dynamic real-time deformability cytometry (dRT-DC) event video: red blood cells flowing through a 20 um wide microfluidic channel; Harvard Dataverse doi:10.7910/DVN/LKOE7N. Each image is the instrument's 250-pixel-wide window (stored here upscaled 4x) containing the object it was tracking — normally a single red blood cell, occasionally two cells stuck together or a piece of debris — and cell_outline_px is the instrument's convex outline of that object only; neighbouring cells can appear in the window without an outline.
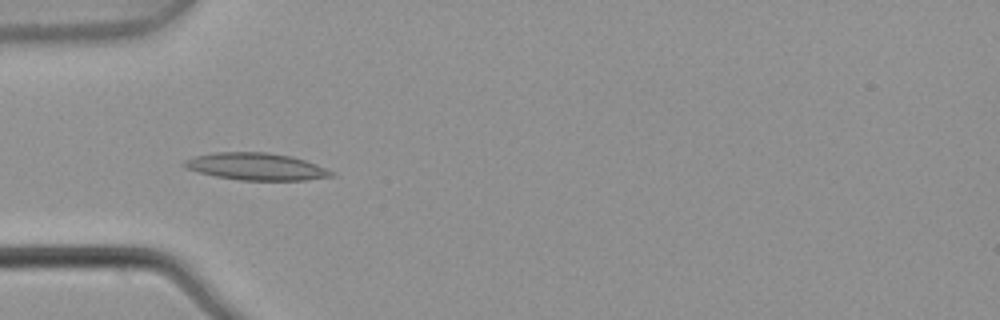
{"species": "common noctule bat (a hibernating species)", "species_latin": "Nyctalus noctula", "temperature_condition": "warm", "stored_images_in_passage": 5, "camera_frame_rate_fps": 3000, "um_per_image_px": 0.085, "animal": {"sex": "male", "body_mass_g": 21.5, "forearm_length_mm": 52.0}, "frame": {"image": 1, "passage_image": 4, "time_ms": 1.0, "image_size_px": [1000, 320], "cell_outline_px": [[336, 176], [308, 180], [240, 180], [216, 176], [196, 172], [184, 168], [180, 164], [184, 160], [196, 156], [212, 152], [264, 152], [292, 156], [316, 164], [336, 172]], "centroid_in_image_um": [21.77, 14.16], "position_along_channel_um": 63.2, "area_um2": 23.52}}
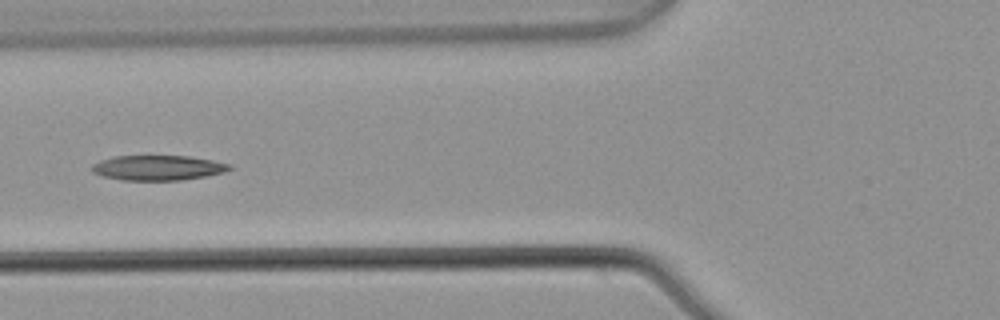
{"frame": {"image": 2, "passage_image": 5, "time_ms": 1.333, "image_size_px": [1000, 320], "cell_outline_px": [[232, 168], [224, 172], [208, 176], [180, 180], [124, 180], [100, 176], [92, 172], [92, 164], [100, 160], [116, 156], [188, 156], [212, 160], [232, 164]], "centroid_in_image_um": [13.43, 14.26], "position_along_channel_um": 112.4, "area_um2": 20.11}}